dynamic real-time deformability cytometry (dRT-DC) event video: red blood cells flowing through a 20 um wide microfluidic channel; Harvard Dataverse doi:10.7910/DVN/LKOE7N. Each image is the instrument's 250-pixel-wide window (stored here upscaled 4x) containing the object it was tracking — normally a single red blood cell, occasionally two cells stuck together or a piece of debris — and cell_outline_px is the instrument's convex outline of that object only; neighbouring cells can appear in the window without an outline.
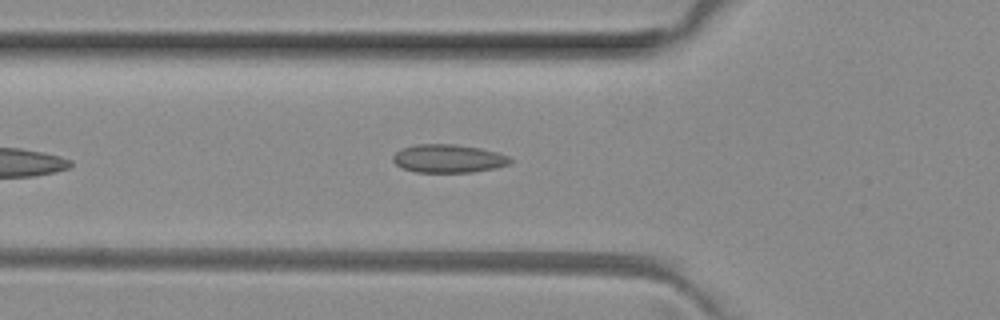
{"species": "common noctule bat (a hibernating species)", "species_latin": "Nyctalus noctula", "temperature_condition": "room temperature", "stored_images_in_passage": 11, "camera_frame_rate_fps": 3000, "um_per_image_px": 0.085, "animal": {"sex": "female", "body_mass_g": 29.2, "forearm_length_mm": 56.3}, "frame": {"image": 1, "passage_image": 4, "time_ms": 1.0, "image_size_px": [1000, 320], "cell_outline_px": [[512, 160], [508, 164], [496, 168], [472, 172], [416, 172], [400, 168], [392, 160], [392, 156], [400, 148], [416, 144], [452, 144], [480, 148], [496, 152], [508, 156]], "centroid_in_image_um": [38.06, 13.48], "position_along_channel_um": 87.7, "area_um2": 19.36}}
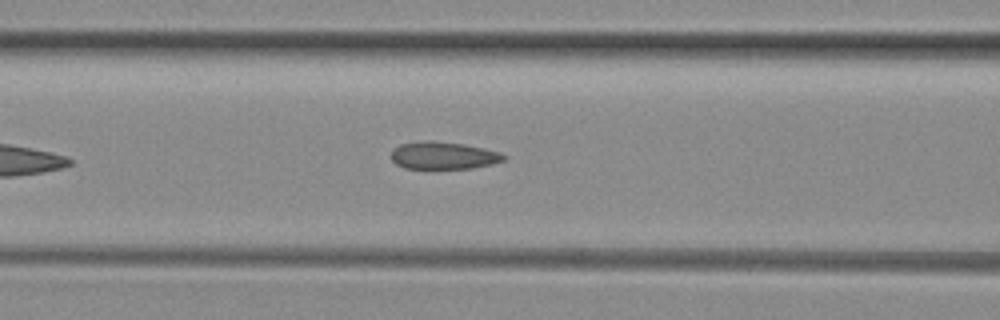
{"frame": {"image": 2, "passage_image": 7, "time_ms": 2.0, "image_size_px": [1000, 320], "cell_outline_px": [[508, 156], [504, 160], [492, 164], [472, 168], [404, 168], [396, 164], [392, 160], [392, 148], [400, 144], [428, 140], [432, 140], [464, 144], [484, 148], [500, 152]], "centroid_in_image_um": [37.7, 13.21], "position_along_channel_um": 128.9, "area_um2": 18.03}}